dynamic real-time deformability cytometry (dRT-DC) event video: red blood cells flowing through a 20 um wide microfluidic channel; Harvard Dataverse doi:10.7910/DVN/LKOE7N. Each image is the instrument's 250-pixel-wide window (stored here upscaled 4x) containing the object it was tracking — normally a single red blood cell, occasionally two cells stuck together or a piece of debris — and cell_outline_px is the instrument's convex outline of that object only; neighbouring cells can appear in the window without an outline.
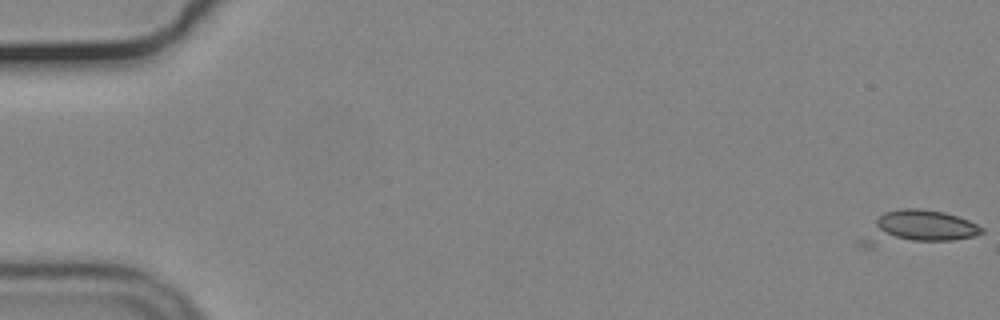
{"species": "common noctule bat (a hibernating species)", "species_latin": "Nyctalus noctula", "temperature_condition": "cold", "stored_images_in_passage": 42, "camera_frame_rate_fps": 3000, "um_per_image_px": 0.085, "animal": {"sex": "male", "body_mass_g": 19.2, "forearm_length_mm": 51.8}, "frame": {"image": 1, "passage_image": 1, "time_ms": 0.0, "image_size_px": [1000, 320], "cell_outline_px": [[984, 232], [976, 236], [952, 240], [872, 248], [864, 248], [856, 244], [856, 240], [884, 212], [904, 208], [916, 208], [944, 212], [968, 220], [984, 228]], "centroid_in_image_um": [77.88, 19.42], "position_along_channel_um": 7.1, "area_um2": 24.45}}
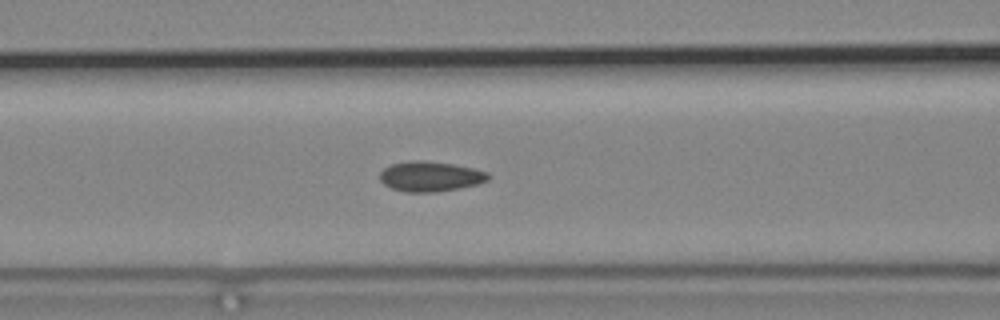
{"frame": {"image": 2, "passage_image": 24, "time_ms": 7.667, "image_size_px": [1000, 320], "cell_outline_px": [[492, 176], [488, 180], [476, 184], [460, 188], [436, 192], [404, 192], [392, 188], [384, 184], [380, 180], [380, 172], [384, 168], [392, 164], [408, 160], [424, 160], [452, 164], [472, 168], [488, 172]], "centroid_in_image_um": [36.57, 14.99], "position_along_channel_um": 130.0, "area_um2": 19.07}}
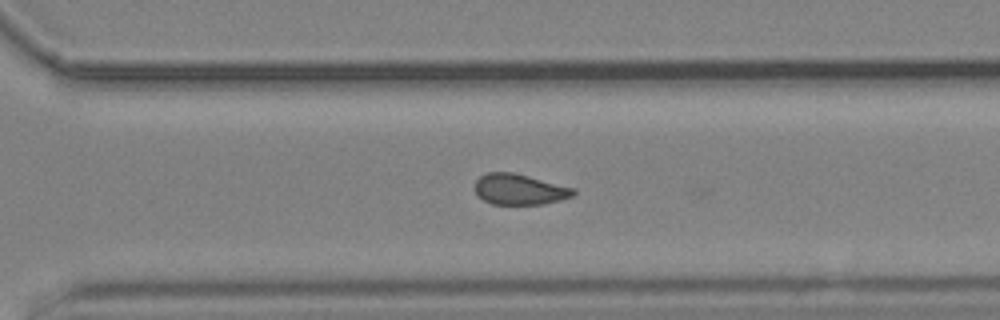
{"frame": {"image": 3, "passage_image": 40, "time_ms": 13.0, "image_size_px": [1000, 320], "cell_outline_px": [[576, 192], [572, 196], [560, 200], [544, 204], [492, 204], [484, 200], [476, 192], [476, 180], [480, 176], [488, 172], [512, 172], [576, 188]], "centroid_in_image_um": [44.18, 16.09], "position_along_channel_um": 326.4, "area_um2": 17.51}}